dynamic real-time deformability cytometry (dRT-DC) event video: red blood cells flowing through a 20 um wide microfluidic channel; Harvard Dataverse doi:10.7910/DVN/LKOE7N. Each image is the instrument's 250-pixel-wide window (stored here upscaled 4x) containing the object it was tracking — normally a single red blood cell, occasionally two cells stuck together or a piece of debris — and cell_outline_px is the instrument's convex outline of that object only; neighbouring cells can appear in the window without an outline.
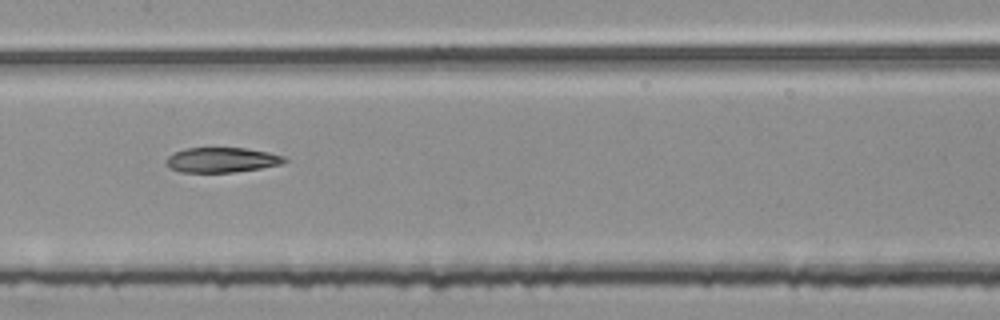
{"species": "common noctule bat (a hibernating species)", "species_latin": "Nyctalus noctula", "temperature_condition": "room temperature", "stored_images_in_passage": 46, "segment_of_instrument_passage": [2, 2], "camera_frame_rate_fps": 3000, "um_per_image_px": 0.085, "animal": {"sex": "female", "body_mass_g": 25.1}, "frame": {"image": 1, "passage_image": 19, "time_ms": 6.0, "image_size_px": [1000, 320], "cell_outline_px": [[288, 160], [280, 164], [260, 168], [232, 172], [180, 172], [172, 168], [168, 164], [168, 156], [172, 152], [184, 148], [244, 148], [268, 152], [284, 156]], "centroid_in_image_um": [18.85, 13.58], "position_along_channel_um": 188.5, "area_um2": 16.99}}
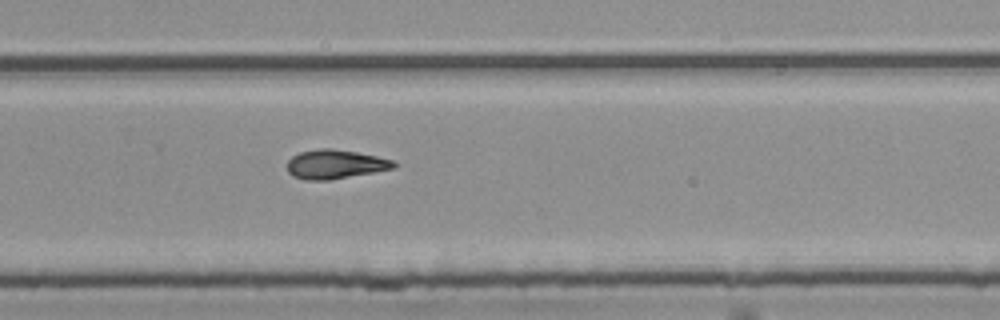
{"frame": {"image": 2, "passage_image": 28, "time_ms": 9.0, "image_size_px": [1000, 320], "cell_outline_px": [[400, 164], [396, 168], [328, 180], [304, 180], [292, 176], [288, 172], [288, 160], [292, 156], [300, 152], [320, 148], [332, 148], [356, 152], [396, 160]], "centroid_in_image_um": [28.53, 13.96], "position_along_channel_um": 301.3, "area_um2": 18.21}}
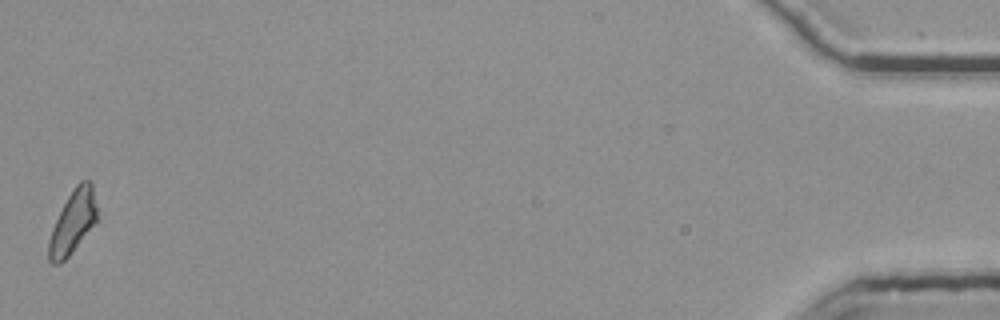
{"frame": {"image": 3, "passage_image": 46, "time_ms": 15.0, "image_size_px": [1000, 320], "cell_outline_px": [[96, 220], [68, 256], [60, 264], [52, 264], [48, 260], [48, 244], [52, 228], [72, 188], [80, 180], [88, 180], [92, 184], [96, 204]], "centroid_in_image_um": [6.16, 18.86], "position_along_channel_um": 429.0, "area_um2": 17.22}}